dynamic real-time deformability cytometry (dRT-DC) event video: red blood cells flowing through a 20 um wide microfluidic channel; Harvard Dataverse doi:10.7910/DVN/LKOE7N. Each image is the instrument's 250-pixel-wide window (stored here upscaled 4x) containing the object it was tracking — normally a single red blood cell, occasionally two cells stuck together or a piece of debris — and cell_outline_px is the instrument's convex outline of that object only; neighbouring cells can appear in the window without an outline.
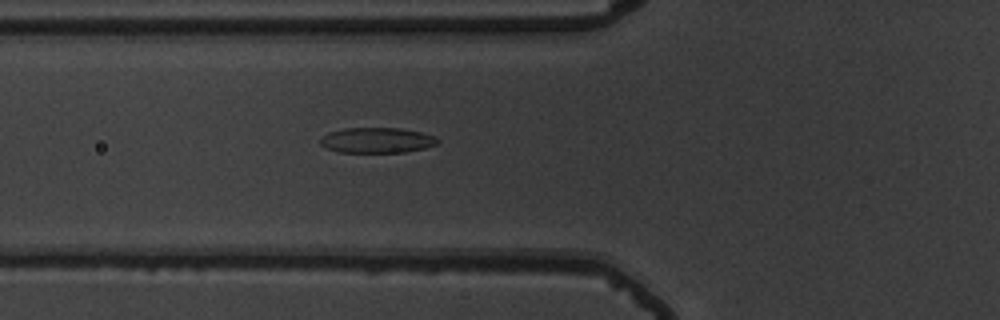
{"species": "common noctule bat (a hibernating species)", "species_latin": "Nyctalus noctula", "temperature_condition": "warm", "stored_images_in_passage": 34, "camera_frame_rate_fps": 3000, "um_per_image_px": 0.085, "animal": {"sex": "male", "body_mass_g": 19.5, "forearm_length_mm": 54.6}, "frame": {"image": 1, "passage_image": 3, "time_ms": 0.667, "image_size_px": [1000, 320], "cell_outline_px": [[440, 140], [436, 144], [424, 148], [404, 152], [340, 152], [328, 148], [320, 144], [320, 140], [328, 132], [344, 128], [400, 128], [420, 132], [432, 136]], "centroid_in_image_um": [32.02, 11.92], "position_along_channel_um": 93.8, "area_um2": 17.11}}
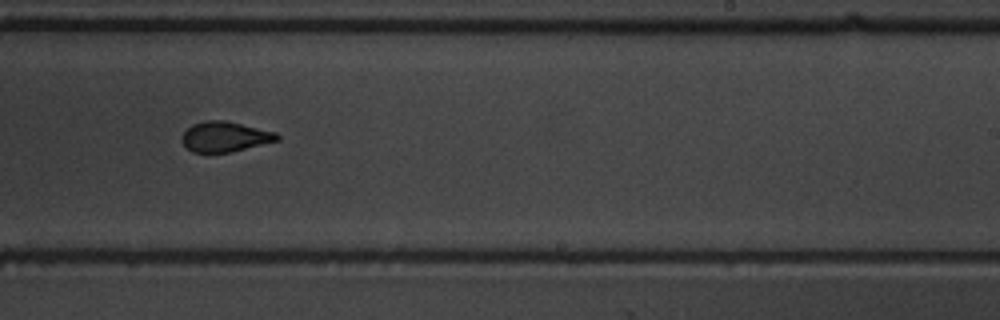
{"frame": {"image": 2, "passage_image": 17, "time_ms": 5.333, "image_size_px": [1000, 320], "cell_outline_px": [[280, 140], [232, 152], [192, 152], [180, 140], [180, 136], [192, 124], [204, 120], [224, 120], [276, 132], [280, 136]], "centroid_in_image_um": [19.12, 11.62], "position_along_channel_um": 269.9, "area_um2": 16.82}}
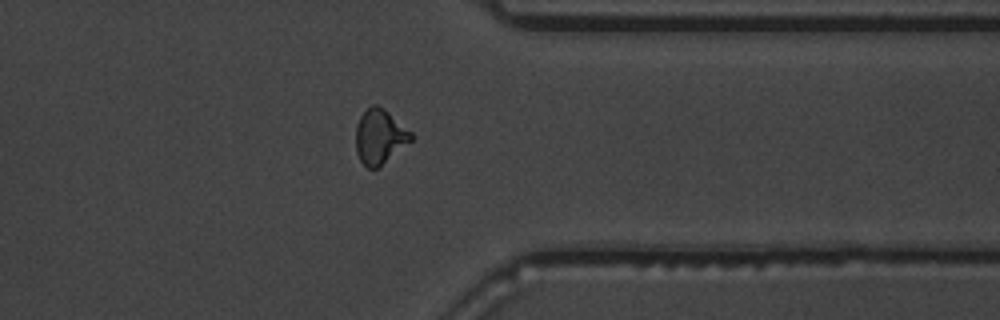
{"frame": {"image": 3, "passage_image": 26, "time_ms": 8.333, "image_size_px": [1000, 320], "cell_outline_px": [[412, 140], [376, 168], [368, 168], [360, 160], [356, 152], [356, 124], [360, 116], [372, 104], [376, 104], [384, 108], [412, 132]], "centroid_in_image_um": [32.26, 11.58], "position_along_channel_um": 379.1, "area_um2": 17.34}}